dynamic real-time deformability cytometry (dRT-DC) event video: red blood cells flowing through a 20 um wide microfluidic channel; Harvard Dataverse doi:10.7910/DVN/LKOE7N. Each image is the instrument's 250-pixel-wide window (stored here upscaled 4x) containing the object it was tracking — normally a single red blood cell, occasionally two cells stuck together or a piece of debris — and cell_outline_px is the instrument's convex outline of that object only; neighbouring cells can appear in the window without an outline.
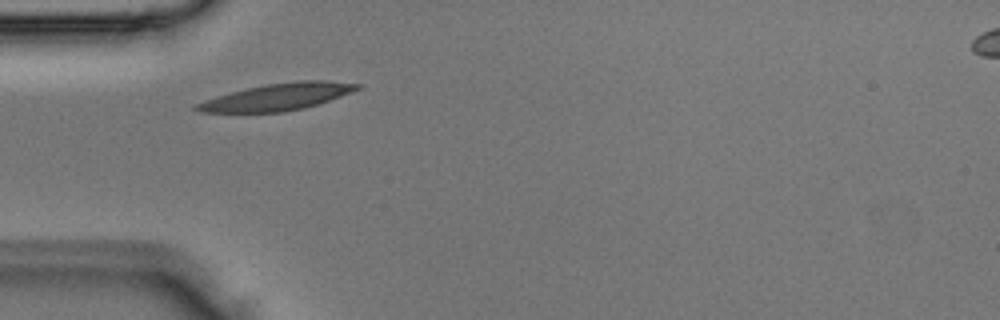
{"species": "Egyptian fruit bat (a non-hibernating species)", "species_latin": "Rousettus aegyptiacus", "temperature_condition": "room temperature", "stored_images_in_passage": 1, "camera_frame_rate_fps": 3000, "um_per_image_px": 0.085, "animal": {"sex": "male"}, "frame": {"image": 1, "passage_image": 1, "time_ms": 0.0, "image_size_px": [1000, 320], "cell_outline_px": [[364, 84], [360, 88], [340, 96], [304, 108], [284, 112], [200, 112], [192, 108], [196, 104], [204, 100], [232, 92], [248, 88], [268, 84], [300, 80], [328, 80]], "centroid_in_image_um": [23.6, 8.23], "position_along_channel_um": 61.4, "area_um2": 24.85}}